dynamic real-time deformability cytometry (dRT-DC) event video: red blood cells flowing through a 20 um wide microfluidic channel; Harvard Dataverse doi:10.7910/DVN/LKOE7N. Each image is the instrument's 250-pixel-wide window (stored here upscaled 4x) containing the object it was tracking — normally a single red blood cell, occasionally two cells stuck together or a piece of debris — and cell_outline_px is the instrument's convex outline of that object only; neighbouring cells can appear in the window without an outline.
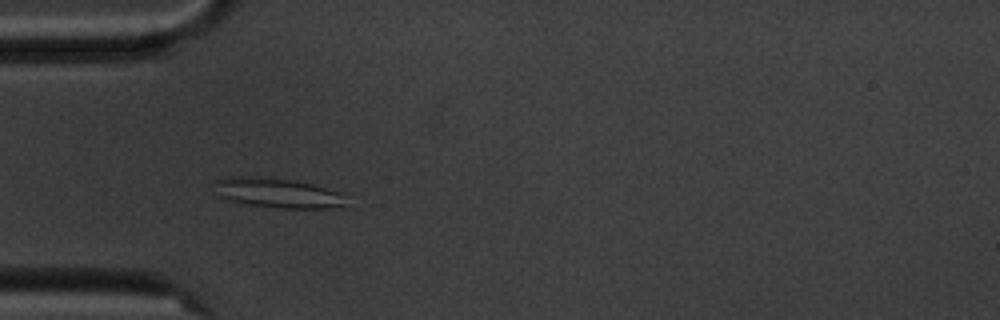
{"species": "common noctule bat (a hibernating species)", "species_latin": "Nyctalus noctula", "temperature_condition": "cold", "stored_images_in_passage": 41, "camera_frame_rate_fps": 3000, "um_per_image_px": 0.085, "animal": {"sex": "male", "body_mass_g": 20.1, "forearm_length_mm": 53.5}, "frame": {"image": 1, "passage_image": 1, "time_ms": 0.0, "image_size_px": [1000, 320], "cell_outline_px": [[348, 204], [324, 208], [280, 208], [248, 204], [216, 196], [212, 180], [232, 176], [240, 176], [292, 180], [312, 184], [336, 192]], "centroid_in_image_um": [23.45, 16.39], "position_along_channel_um": 61.5, "area_um2": 22.31}}
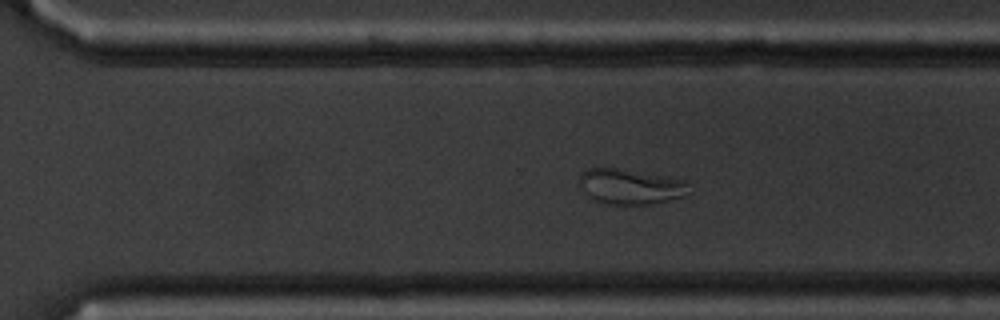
{"frame": {"image": 2, "passage_image": 23, "time_ms": 7.333, "image_size_px": [1000, 320], "cell_outline_px": [[692, 192], [684, 196], [652, 204], [608, 204], [592, 200], [580, 192], [580, 176], [588, 168], [616, 168], [684, 180]], "centroid_in_image_um": [53.54, 15.88], "position_along_channel_um": 317.1, "area_um2": 22.48}}
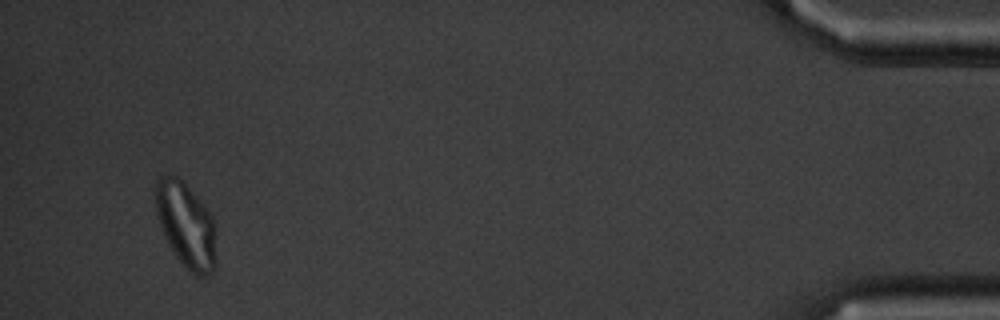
{"frame": {"image": 3, "passage_image": 38, "time_ms": 12.333, "image_size_px": [1000, 320], "cell_outline_px": [[216, 268], [208, 276], [196, 276], [176, 256], [168, 244], [164, 236], [156, 216], [156, 180], [160, 176], [176, 176], [188, 188], [212, 216], [216, 228]], "centroid_in_image_um": [15.84, 19.18], "position_along_channel_um": 419.4, "area_um2": 29.82}}